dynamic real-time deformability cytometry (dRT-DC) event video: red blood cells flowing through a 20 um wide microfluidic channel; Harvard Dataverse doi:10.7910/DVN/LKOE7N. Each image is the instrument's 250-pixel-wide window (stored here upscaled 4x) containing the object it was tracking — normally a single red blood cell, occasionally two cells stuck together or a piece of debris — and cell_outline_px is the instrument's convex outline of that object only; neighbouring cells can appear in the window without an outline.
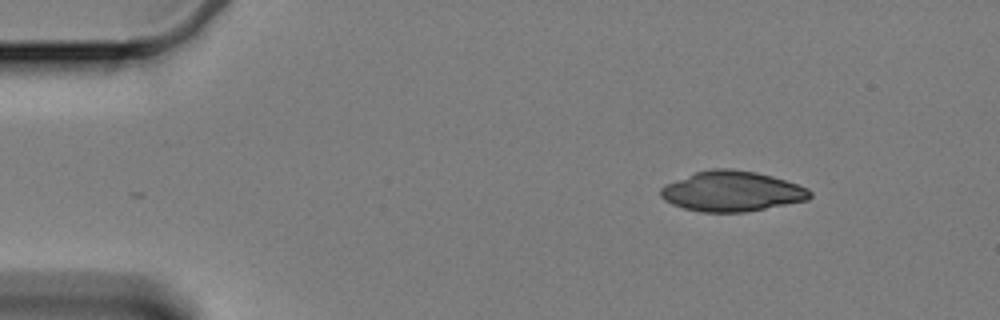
{"species": "Egyptian fruit bat (a non-hibernating species)", "species_latin": "Rousettus aegyptiacus", "temperature_condition": "cold", "stored_images_in_passage": 52, "camera_frame_rate_fps": 3000, "um_per_image_px": 0.085, "animal": {"sex": "female"}, "frame": {"image": 1, "passage_image": 1, "time_ms": 0.0, "image_size_px": [1000, 320], "cell_outline_px": [[812, 196], [808, 200], [744, 212], [704, 212], [684, 208], [672, 204], [664, 200], [660, 196], [660, 188], [664, 184], [696, 172], [712, 168], [732, 168], [756, 172], [772, 176], [808, 188], [812, 192]], "centroid_in_image_um": [62.19, 16.25], "position_along_channel_um": 22.8, "area_um2": 34.97}}